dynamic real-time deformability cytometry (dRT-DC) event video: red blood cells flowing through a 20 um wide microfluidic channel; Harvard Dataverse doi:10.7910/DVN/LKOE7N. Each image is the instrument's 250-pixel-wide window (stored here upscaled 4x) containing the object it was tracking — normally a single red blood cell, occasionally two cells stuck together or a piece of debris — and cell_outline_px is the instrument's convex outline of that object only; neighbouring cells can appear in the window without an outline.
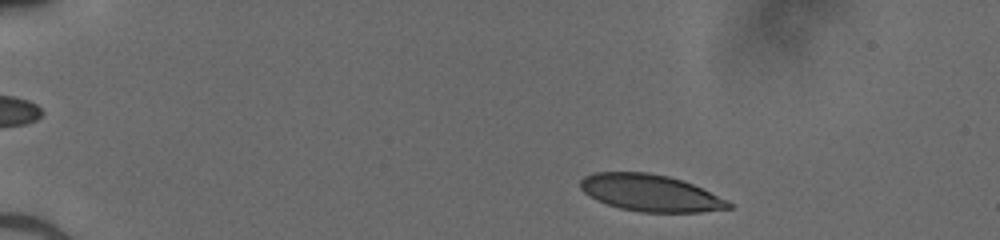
{"species": "human", "species_latin": "Homo sapiens", "temperature_condition": "cold", "stored_images_in_passage": 48, "camera_frame_rate_fps": 3000, "um_per_image_px": 0.085, "donor": {"sex": "male"}, "frame": {"image": 1, "passage_image": 7, "time_ms": 2.0, "image_size_px": [1000, 240], "cell_outline_px": [[732, 208], [700, 212], [640, 212], [620, 208], [596, 200], [588, 196], [580, 188], [580, 180], [584, 176], [592, 172], [648, 172], [668, 176], [692, 184], [728, 200], [732, 204]], "centroid_in_image_um": [55.25, 16.4], "position_along_channel_um": 29.8, "area_um2": 31.79}}
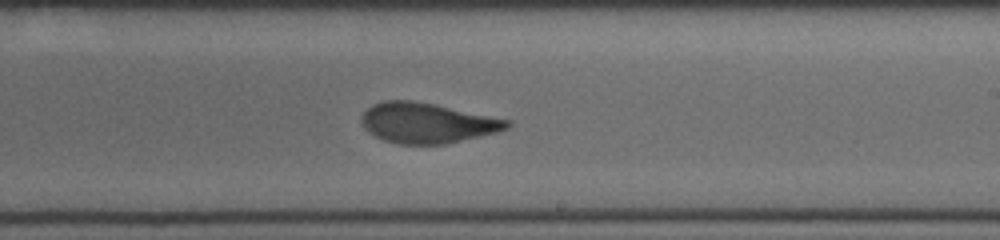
{"frame": {"image": 2, "passage_image": 30, "time_ms": 9.667, "image_size_px": [1000, 240], "cell_outline_px": [[512, 124], [508, 128], [496, 132], [480, 136], [444, 144], [400, 144], [384, 140], [368, 132], [364, 128], [360, 120], [360, 116], [372, 104], [384, 100], [412, 100], [512, 120]], "centroid_in_image_um": [36.28, 10.44], "position_along_channel_um": 252.7, "area_um2": 33.99}}
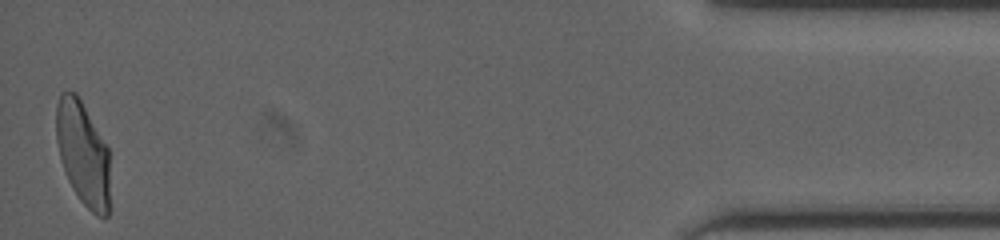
{"frame": {"image": 3, "passage_image": 48, "time_ms": 15.667, "image_size_px": [1000, 240], "cell_outline_px": [[108, 216], [96, 216], [80, 200], [72, 188], [68, 180], [60, 156], [56, 140], [56, 104], [60, 92], [76, 92], [108, 148]], "centroid_in_image_um": [7.02, 13.02], "position_along_channel_um": 428.2, "area_um2": 32.08}}